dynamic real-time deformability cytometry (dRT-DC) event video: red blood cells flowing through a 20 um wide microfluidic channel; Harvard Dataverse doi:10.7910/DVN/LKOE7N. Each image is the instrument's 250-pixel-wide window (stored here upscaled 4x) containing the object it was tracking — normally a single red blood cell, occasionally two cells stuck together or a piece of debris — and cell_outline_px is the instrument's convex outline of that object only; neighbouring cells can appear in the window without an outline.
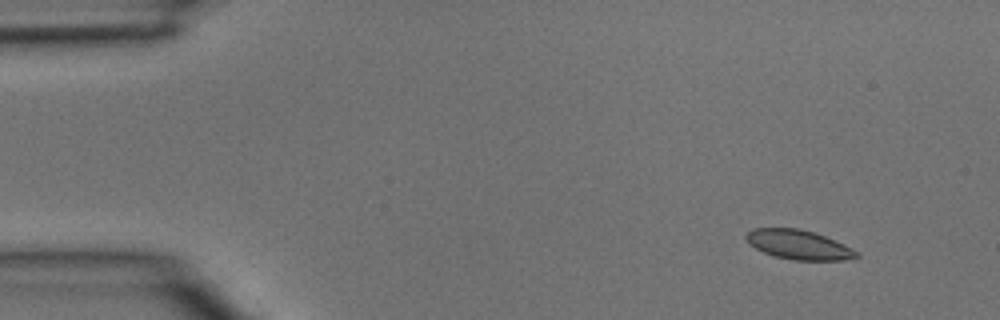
{"species": "common noctule bat (a hibernating species)", "species_latin": "Nyctalus noctula", "temperature_condition": "room temperature", "stored_images_in_passage": 3, "camera_frame_rate_fps": 3000, "um_per_image_px": 0.085, "animal": {"sex": "male", "body_mass_g": 15.6}, "frame": {"image": 1, "passage_image": 1, "time_ms": 0.0, "image_size_px": [1000, 320], "cell_outline_px": [[860, 256], [844, 260], [792, 260], [776, 256], [764, 252], [756, 248], [744, 236], [752, 228], [800, 228], [824, 236], [844, 244], [860, 252]], "centroid_in_image_um": [67.92, 20.8], "position_along_channel_um": 17.1, "area_um2": 18.73}}